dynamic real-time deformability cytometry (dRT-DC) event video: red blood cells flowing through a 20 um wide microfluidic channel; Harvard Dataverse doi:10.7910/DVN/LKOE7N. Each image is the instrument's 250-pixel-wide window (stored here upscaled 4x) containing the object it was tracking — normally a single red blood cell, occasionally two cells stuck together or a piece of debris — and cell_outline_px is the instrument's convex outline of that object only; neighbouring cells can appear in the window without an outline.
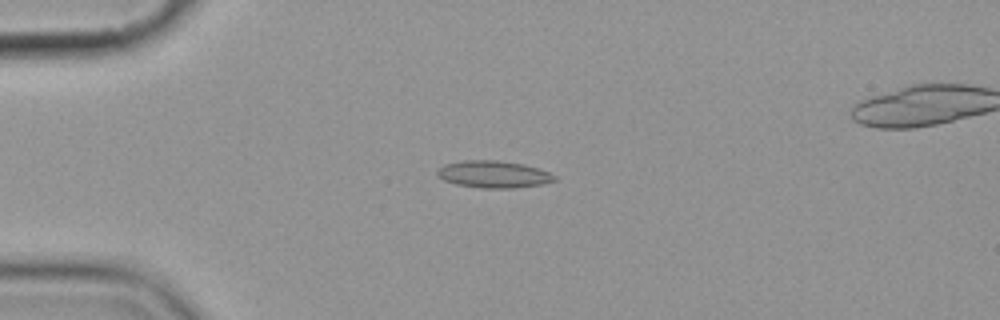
{"species": "common noctule bat (a hibernating species)", "species_latin": "Nyctalus noctula", "temperature_condition": "cold", "stored_images_in_passage": 6, "camera_frame_rate_fps": 3000, "um_per_image_px": 0.085, "animal": {"sex": "female", "body_mass_g": 19.9}, "frame": {"image": 1, "passage_image": 4, "time_ms": 4.333, "image_size_px": [1000, 320], "cell_outline_px": [[556, 180], [544, 184], [516, 188], [480, 188], [456, 184], [444, 180], [436, 176], [436, 172], [444, 164], [464, 160], [496, 160], [524, 164], [548, 172], [556, 176]], "centroid_in_image_um": [41.94, 14.82], "position_along_channel_um": 43.1, "area_um2": 18.55}}